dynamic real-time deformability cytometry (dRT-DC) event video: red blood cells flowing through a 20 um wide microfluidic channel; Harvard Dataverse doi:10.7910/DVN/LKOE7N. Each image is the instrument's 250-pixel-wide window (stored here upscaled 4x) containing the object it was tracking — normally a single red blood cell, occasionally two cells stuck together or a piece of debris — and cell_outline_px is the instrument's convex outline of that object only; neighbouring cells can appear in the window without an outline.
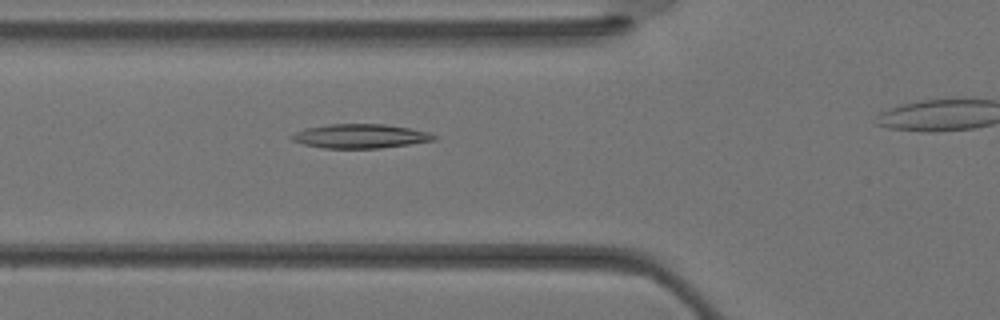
{"species": "Egyptian fruit bat (a non-hibernating species)", "species_latin": "Rousettus aegyptiacus", "temperature_condition": "warm", "stored_images_in_passage": 19, "camera_frame_rate_fps": 3000, "um_per_image_px": 0.085, "animal": {"sex": "female"}, "frame": {"image": 1, "passage_image": 2, "time_ms": 0.333, "image_size_px": [1000, 320], "cell_outline_px": [[436, 140], [380, 148], [324, 148], [304, 144], [292, 140], [288, 136], [304, 128], [328, 124], [384, 124], [408, 128], [428, 132], [436, 136]], "centroid_in_image_um": [30.58, 11.57], "position_along_channel_um": 95.2, "area_um2": 19.88}}
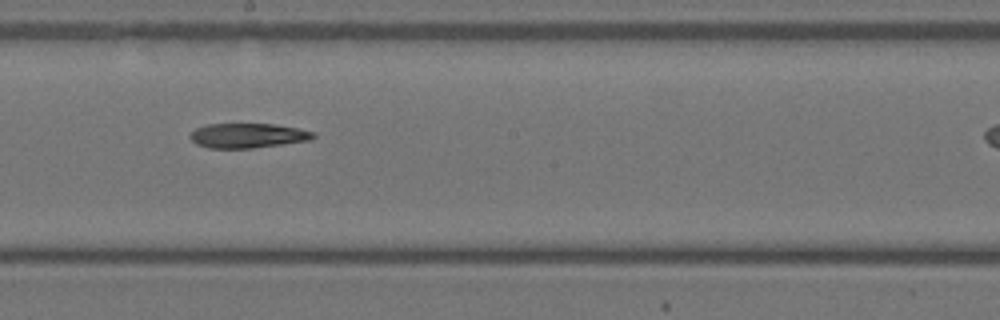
{"frame": {"image": 2, "passage_image": 9, "time_ms": 2.667, "image_size_px": [1000, 320], "cell_outline_px": [[316, 136], [312, 140], [252, 148], [208, 148], [196, 144], [188, 136], [196, 128], [208, 124], [276, 124], [296, 128], [312, 132]], "centroid_in_image_um": [21.04, 11.53], "position_along_channel_um": 227.2, "area_um2": 17.63}}
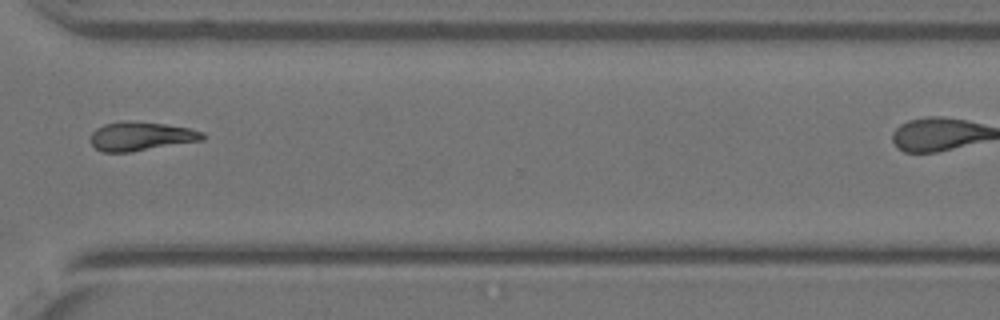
{"frame": {"image": 3, "passage_image": 16, "time_ms": 5.0, "image_size_px": [1000, 320], "cell_outline_px": [[208, 136], [204, 140], [132, 152], [104, 152], [96, 148], [88, 140], [92, 132], [96, 128], [104, 124], [164, 124], [188, 128], [204, 132]], "centroid_in_image_um": [12.03, 11.64], "position_along_channel_um": 358.6, "area_um2": 18.21}}